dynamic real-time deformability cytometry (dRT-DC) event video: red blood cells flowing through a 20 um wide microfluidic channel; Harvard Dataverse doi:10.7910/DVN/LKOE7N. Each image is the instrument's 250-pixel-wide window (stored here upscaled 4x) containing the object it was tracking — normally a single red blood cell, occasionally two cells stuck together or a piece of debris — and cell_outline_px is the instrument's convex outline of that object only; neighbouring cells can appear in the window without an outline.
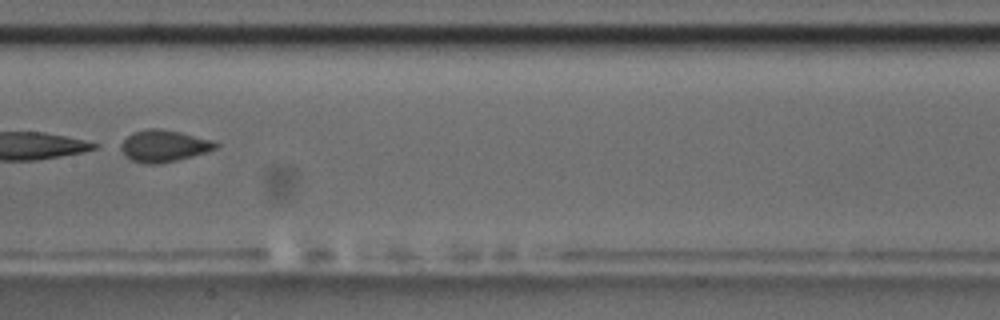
{"species": "common noctule bat (a hibernating species)", "species_latin": "Nyctalus noctula", "temperature_condition": "room temperature", "stored_images_in_passage": 14, "camera_frame_rate_fps": 3000, "um_per_image_px": 0.085, "animal": {"sex": "male", "body_mass_g": 17.5, "forearm_length_mm": 52.3}, "frame": {"image": 1, "passage_image": 8, "time_ms": 8.667, "image_size_px": [1000, 320], "cell_outline_px": [[220, 144], [216, 148], [192, 156], [176, 160], [156, 164], [144, 164], [132, 160], [124, 156], [116, 144], [132, 132], [148, 128], [160, 128], [180, 132], [212, 140]], "centroid_in_image_um": [13.83, 12.39], "position_along_channel_um": 193.6, "area_um2": 17.8}}